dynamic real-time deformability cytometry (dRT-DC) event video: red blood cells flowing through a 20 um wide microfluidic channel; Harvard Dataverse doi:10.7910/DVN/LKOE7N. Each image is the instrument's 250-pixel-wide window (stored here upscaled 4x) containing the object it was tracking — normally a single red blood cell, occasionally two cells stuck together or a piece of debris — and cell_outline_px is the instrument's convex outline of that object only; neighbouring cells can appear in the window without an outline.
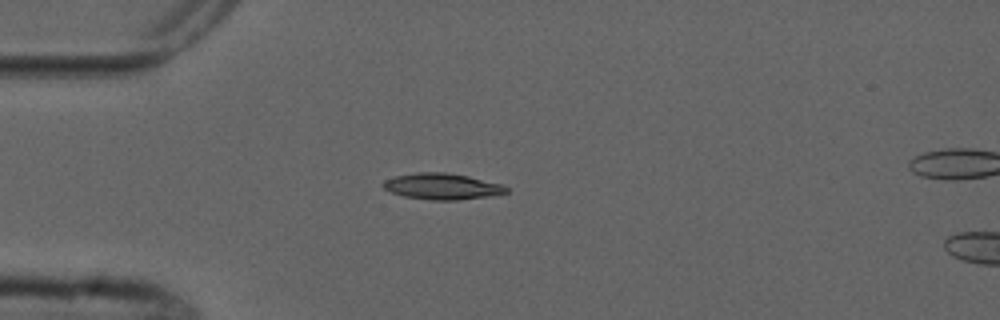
{"species": "common noctule bat (a hibernating species)", "species_latin": "Nyctalus noctula", "temperature_condition": "cold", "stored_images_in_passage": 6, "camera_frame_rate_fps": 3000, "um_per_image_px": 0.085, "animal": {"sex": "male", "forearm_length_mm": 52.5}, "frame": {"image": 1, "passage_image": 3, "time_ms": 3.333, "image_size_px": [1000, 320], "cell_outline_px": [[508, 192], [492, 196], [456, 200], [428, 200], [404, 196], [392, 192], [384, 188], [384, 180], [396, 176], [416, 172], [444, 172], [468, 176], [504, 184], [508, 188]], "centroid_in_image_um": [37.63, 15.84], "position_along_channel_um": 47.4, "area_um2": 18.79}}
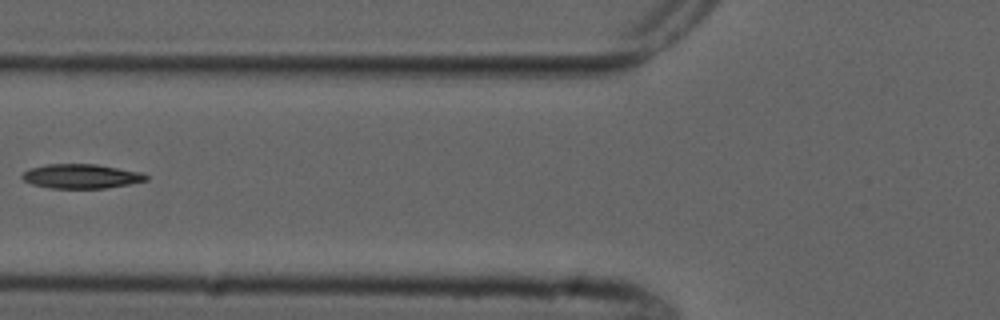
{"frame": {"image": 2, "passage_image": 5, "time_ms": 5.667, "image_size_px": [1000, 320], "cell_outline_px": [[148, 180], [128, 184], [104, 188], [48, 188], [32, 184], [24, 180], [20, 176], [28, 168], [44, 164], [96, 164], [140, 172], [148, 176]], "centroid_in_image_um": [6.85, 14.97], "position_along_channel_um": 118.9, "area_um2": 17.57}}
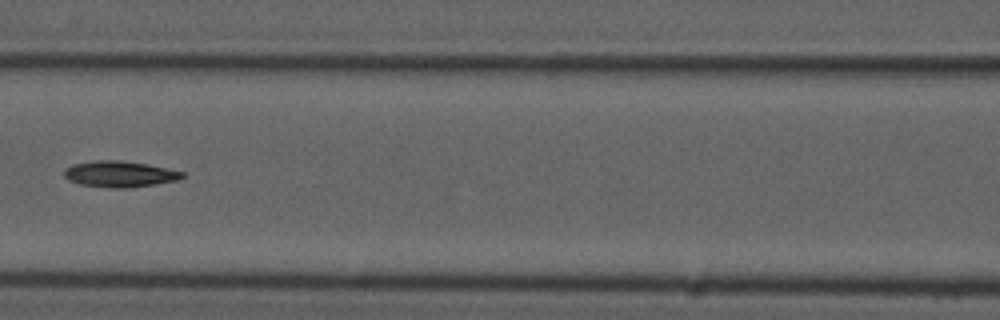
{"frame": {"image": 3, "passage_image": 6, "time_ms": 6.667, "image_size_px": [1000, 320], "cell_outline_px": [[184, 176], [176, 180], [128, 188], [108, 188], [80, 184], [68, 180], [64, 176], [64, 172], [72, 164], [96, 160], [120, 160], [148, 164], [184, 172]], "centroid_in_image_um": [10.14, 14.79], "position_along_channel_um": 156.5, "area_um2": 17.8}}